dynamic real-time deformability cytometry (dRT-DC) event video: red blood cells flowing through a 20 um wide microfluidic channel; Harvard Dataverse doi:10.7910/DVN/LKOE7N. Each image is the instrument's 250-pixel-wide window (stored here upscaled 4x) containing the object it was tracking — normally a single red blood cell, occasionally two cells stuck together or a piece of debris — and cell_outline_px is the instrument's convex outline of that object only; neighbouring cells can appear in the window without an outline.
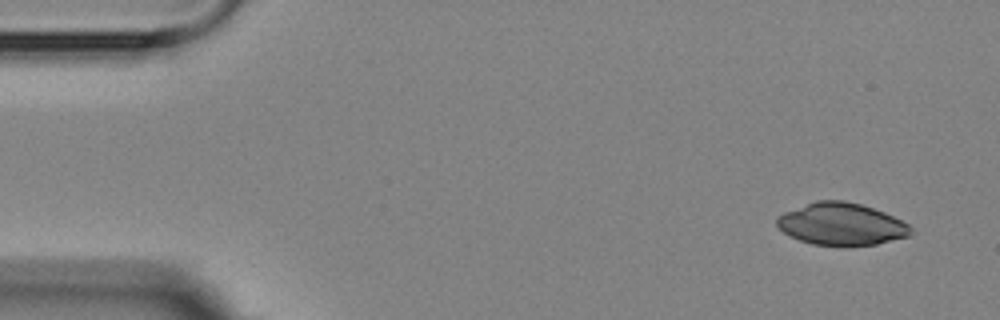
{"species": "Egyptian fruit bat (a non-hibernating species)", "species_latin": "Rousettus aegyptiacus", "temperature_condition": "room temperature", "stored_images_in_passage": 7, "camera_frame_rate_fps": 3000, "um_per_image_px": 0.085, "animal": {"sex": "female"}, "frame": {"image": 1, "passage_image": 1, "time_ms": 0.0, "image_size_px": [1000, 320], "cell_outline_px": [[912, 236], [876, 244], [844, 248], [812, 244], [788, 236], [776, 224], [776, 216], [784, 212], [816, 200], [844, 200], [860, 204], [884, 212], [908, 224], [912, 228]], "centroid_in_image_um": [71.52, 19.08], "position_along_channel_um": 13.5, "area_um2": 33.52}}
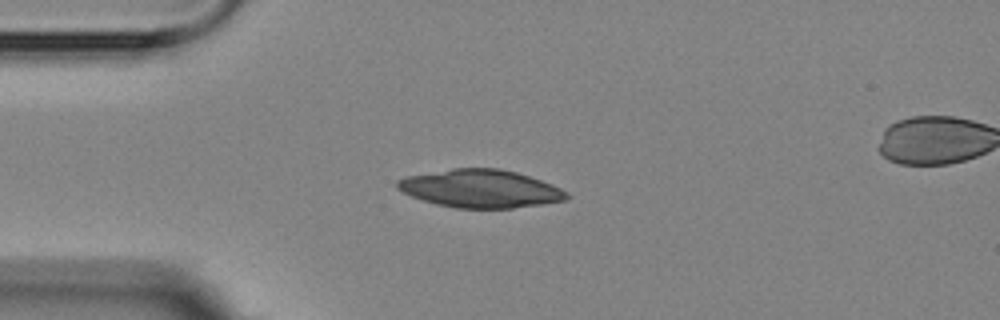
{"frame": {"image": 2, "passage_image": 4, "time_ms": 3.333, "image_size_px": [1000, 320], "cell_outline_px": [[568, 196], [564, 200], [540, 204], [512, 208], [456, 208], [436, 204], [412, 196], [396, 188], [396, 180], [404, 176], [452, 168], [500, 168], [516, 172], [552, 184], [568, 192]], "centroid_in_image_um": [40.79, 16.02], "position_along_channel_um": 44.2, "area_um2": 37.34}}